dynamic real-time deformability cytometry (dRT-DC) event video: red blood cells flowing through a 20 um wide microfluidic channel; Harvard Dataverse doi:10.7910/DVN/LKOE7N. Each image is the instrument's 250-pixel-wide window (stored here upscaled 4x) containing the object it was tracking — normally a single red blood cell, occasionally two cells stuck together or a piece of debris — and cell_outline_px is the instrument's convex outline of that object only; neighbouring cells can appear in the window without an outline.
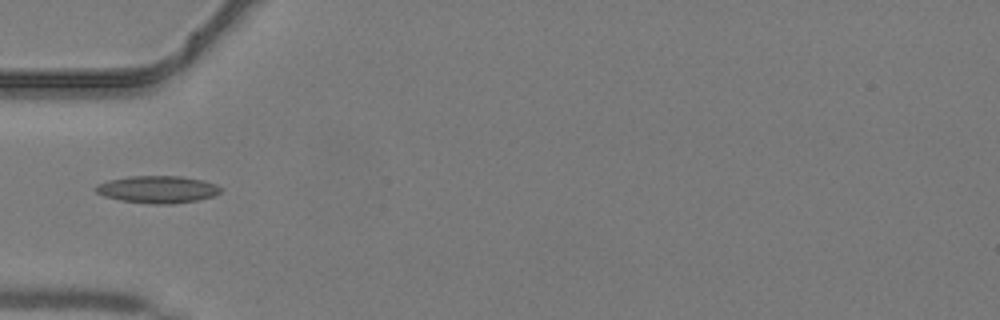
{"species": "common noctule bat (a hibernating species)", "species_latin": "Nyctalus noctula", "temperature_condition": "warm", "stored_images_in_passage": 11, "camera_frame_rate_fps": 3000, "um_per_image_px": 0.085, "animal": {"sex": "male", "body_mass_g": 19.2, "forearm_length_mm": 51.8}, "frame": {"image": 1, "passage_image": 1, "time_ms": 0.0, "image_size_px": [1000, 320], "cell_outline_px": [[220, 192], [212, 196], [196, 200], [172, 204], [152, 204], [120, 200], [104, 196], [96, 192], [96, 184], [108, 180], [128, 176], [180, 176], [204, 180], [216, 184], [220, 188]], "centroid_in_image_um": [13.37, 16.09], "position_along_channel_um": 71.6, "area_um2": 19.77}}
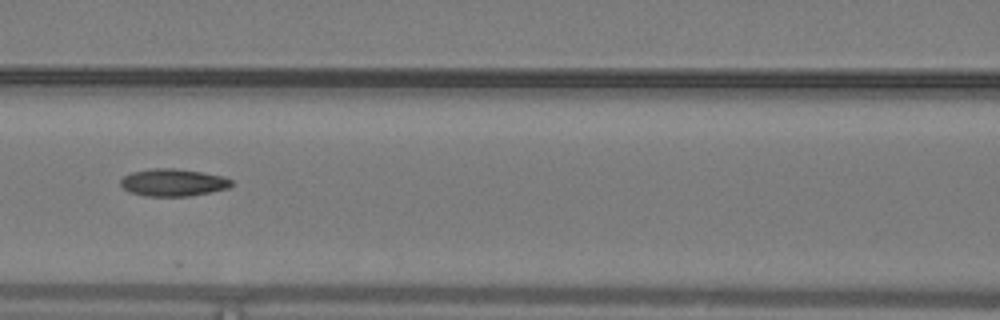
{"frame": {"image": 2, "passage_image": 6, "time_ms": 1.667, "image_size_px": [1000, 320], "cell_outline_px": [[232, 184], [228, 188], [188, 196], [144, 196], [128, 192], [120, 184], [120, 180], [124, 176], [132, 172], [152, 168], [176, 168], [224, 176], [232, 180]], "centroid_in_image_um": [14.68, 15.51], "position_along_channel_um": 151.9, "area_um2": 17.63}}
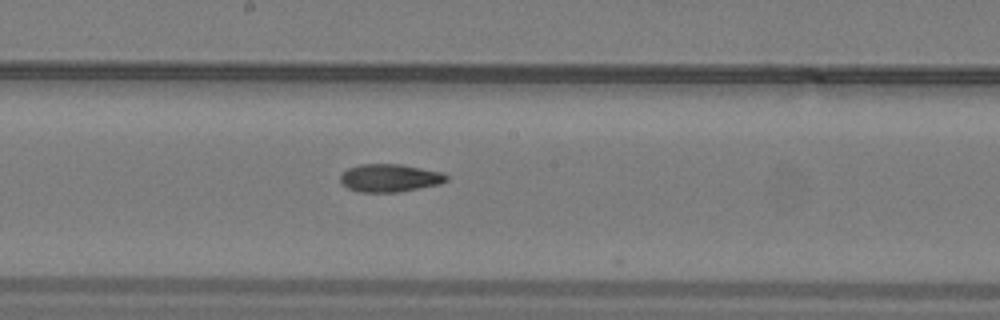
{"frame": {"image": 3, "passage_image": 10, "time_ms": 3.0, "image_size_px": [1000, 320], "cell_outline_px": [[448, 180], [440, 184], [396, 192], [356, 192], [340, 184], [340, 176], [348, 168], [360, 164], [400, 164], [444, 172], [448, 176]], "centroid_in_image_um": [33.12, 15.12], "position_along_channel_um": 215.1, "area_um2": 17.34}}